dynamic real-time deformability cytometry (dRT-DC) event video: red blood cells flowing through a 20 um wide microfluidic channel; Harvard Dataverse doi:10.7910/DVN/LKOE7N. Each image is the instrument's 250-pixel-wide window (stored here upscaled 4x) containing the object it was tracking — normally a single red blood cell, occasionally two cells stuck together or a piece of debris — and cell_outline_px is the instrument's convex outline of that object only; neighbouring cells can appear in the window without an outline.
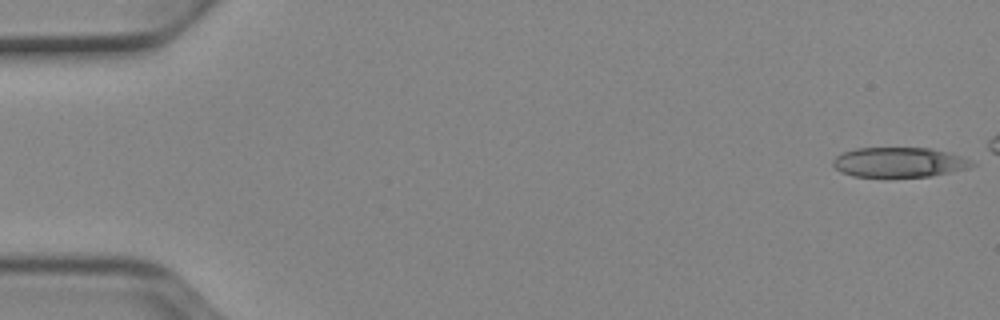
{"species": "Egyptian fruit bat (a non-hibernating species)", "species_latin": "Rousettus aegyptiacus", "temperature_condition": "cold", "stored_images_in_passage": 45, "camera_frame_rate_fps": 3000, "um_per_image_px": 0.085, "animal": {"sex": "female"}, "frame": {"image": 1, "passage_image": 1, "time_ms": 0.0, "image_size_px": [1000, 320], "cell_outline_px": [[976, 164], [968, 168], [928, 176], [852, 176], [840, 172], [832, 164], [832, 160], [836, 156], [844, 152], [856, 148], [928, 148], [948, 152], [972, 160]], "centroid_in_image_um": [76.4, 13.78], "position_along_channel_um": 8.6, "area_um2": 23.87}}
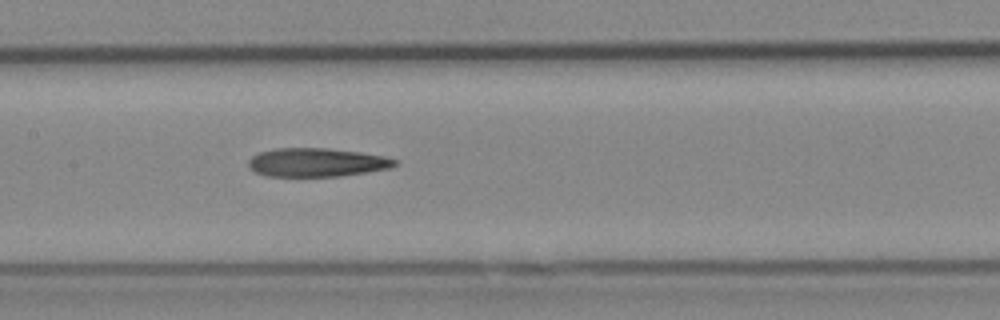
{"frame": {"image": 2, "passage_image": 25, "time_ms": 8.0, "image_size_px": [1000, 320], "cell_outline_px": [[400, 160], [392, 168], [368, 172], [340, 176], [268, 176], [256, 172], [248, 168], [248, 160], [252, 156], [260, 152], [276, 148], [324, 148], [360, 152], [384, 156]], "centroid_in_image_um": [26.94, 13.8], "position_along_channel_um": 180.5, "area_um2": 24.51}}
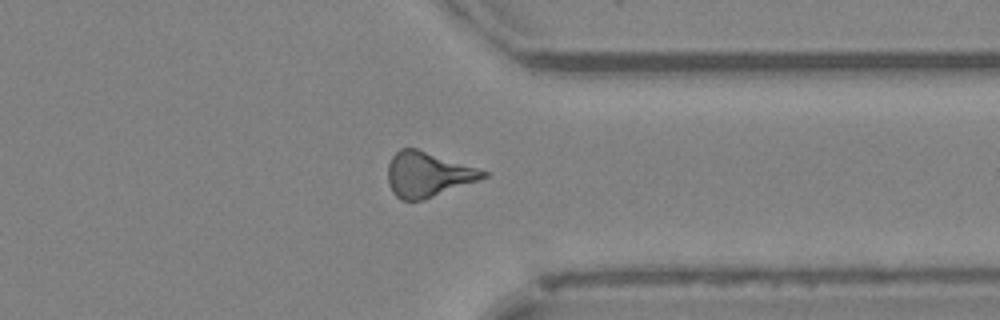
{"frame": {"image": 3, "passage_image": 40, "time_ms": 13.0, "image_size_px": [1000, 320], "cell_outline_px": [[488, 176], [424, 200], [400, 200], [392, 192], [388, 184], [388, 164], [392, 156], [400, 148], [416, 148], [488, 172]], "centroid_in_image_um": [36.31, 14.83], "position_along_channel_um": 375.1, "area_um2": 24.62}}